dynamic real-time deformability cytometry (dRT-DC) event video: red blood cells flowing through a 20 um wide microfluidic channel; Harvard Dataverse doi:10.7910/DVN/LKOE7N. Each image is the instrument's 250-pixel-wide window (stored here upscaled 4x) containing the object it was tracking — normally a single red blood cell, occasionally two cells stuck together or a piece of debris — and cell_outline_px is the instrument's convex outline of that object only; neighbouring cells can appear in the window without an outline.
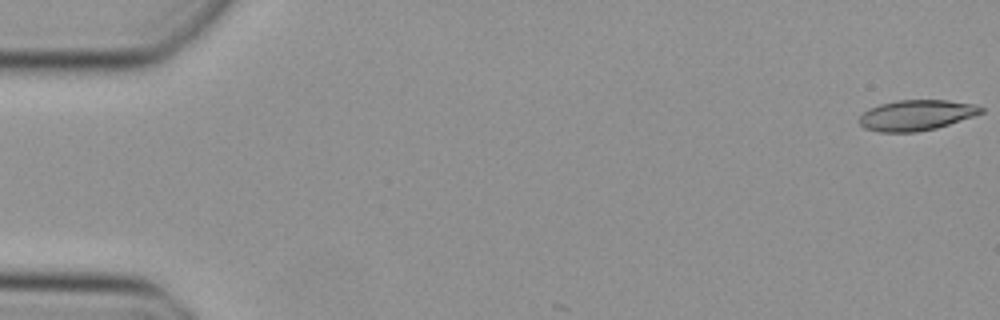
{"species": "Egyptian fruit bat (a non-hibernating species)", "species_latin": "Rousettus aegyptiacus", "temperature_condition": "cold", "stored_images_in_passage": 3, "camera_frame_rate_fps": 3000, "um_per_image_px": 0.085, "animal": {"sex": "female"}, "frame": {"image": 1, "passage_image": 1, "time_ms": 0.0, "image_size_px": [1000, 320], "cell_outline_px": [[984, 112], [936, 128], [916, 132], [880, 132], [864, 128], [860, 124], [860, 116], [868, 108], [880, 104], [896, 100], [948, 100], [972, 104], [984, 108]], "centroid_in_image_um": [77.86, 9.78], "position_along_channel_um": 7.1, "area_um2": 21.5}}